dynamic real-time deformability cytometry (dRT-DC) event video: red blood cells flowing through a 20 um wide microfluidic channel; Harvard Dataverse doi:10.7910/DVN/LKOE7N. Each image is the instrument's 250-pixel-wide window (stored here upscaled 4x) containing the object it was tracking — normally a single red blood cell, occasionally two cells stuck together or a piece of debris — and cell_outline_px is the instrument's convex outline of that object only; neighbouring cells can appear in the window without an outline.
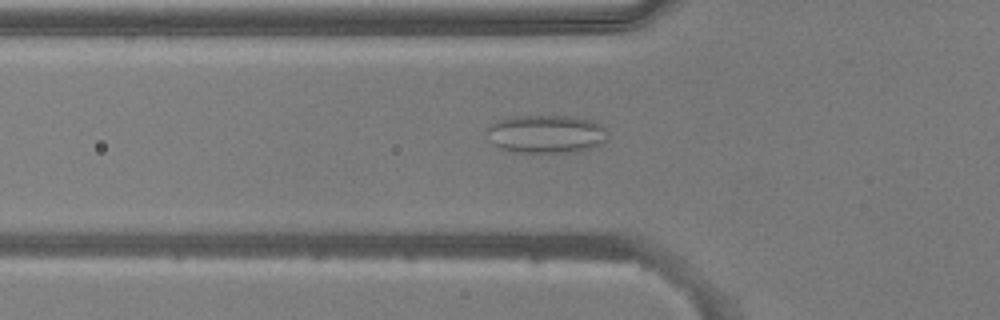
{"species": "common noctule bat (a hibernating species)", "species_latin": "Nyctalus noctula", "temperature_condition": "warm", "stored_images_in_passage": 52, "camera_frame_rate_fps": 3000, "um_per_image_px": 0.085, "animal": {"sex": "male", "body_mass_g": 20.5, "forearm_length_mm": 52.5}, "frame": {"image": 1, "passage_image": 18, "time_ms": 5.667, "image_size_px": [1000, 320], "cell_outline_px": [[608, 128], [604, 140], [600, 144], [580, 152], [512, 152], [500, 148], [492, 144], [488, 140], [488, 128], [496, 120], [508, 116], [576, 116], [592, 120]], "centroid_in_image_um": [46.41, 11.38], "position_along_channel_um": 79.4, "area_um2": 27.22}}
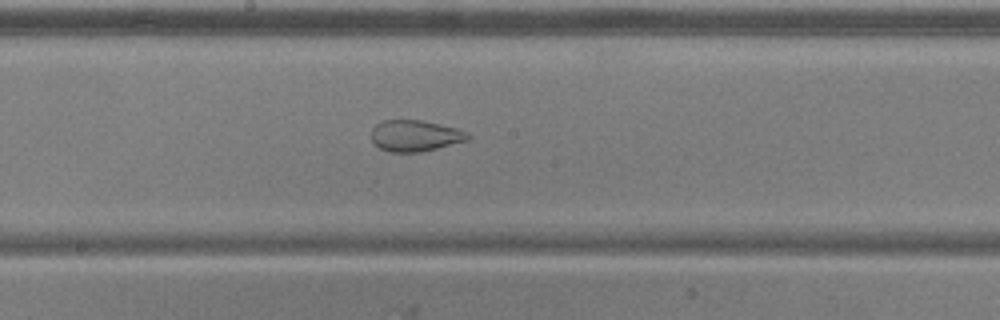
{"frame": {"image": 2, "passage_image": 28, "time_ms": 9.0, "image_size_px": [1000, 320], "cell_outline_px": [[472, 136], [468, 140], [420, 152], [388, 152], [380, 148], [372, 140], [372, 128], [376, 124], [384, 120], [424, 120], [460, 128], [468, 132]], "centroid_in_image_um": [35.33, 11.52], "position_along_channel_um": 212.9, "area_um2": 17.74}}
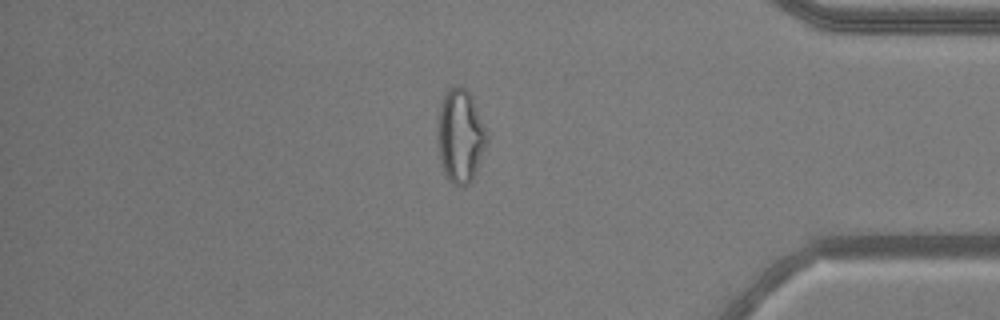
{"frame": {"image": 3, "passage_image": 44, "time_ms": 14.333, "image_size_px": [1000, 320], "cell_outline_px": [[488, 140], [476, 172], [472, 180], [464, 188], [452, 184], [448, 180], [440, 164], [436, 136], [440, 104], [444, 92], [448, 88], [456, 84], [460, 84], [472, 96], [488, 136]], "centroid_in_image_um": [39.1, 11.56], "position_along_channel_um": 396.1, "area_um2": 27.4}, "authors_computed_cell_mechanics": {"area_um2": 26.877, "velocity_mm_per_s": 3.9529, "shape_relaxation_time_tau1_ms": null, "shape_relaxation_time_tau2_ms": 1.1431, "deformation_change_tau1": null, "deformation_change_tau2": 0.0726}}